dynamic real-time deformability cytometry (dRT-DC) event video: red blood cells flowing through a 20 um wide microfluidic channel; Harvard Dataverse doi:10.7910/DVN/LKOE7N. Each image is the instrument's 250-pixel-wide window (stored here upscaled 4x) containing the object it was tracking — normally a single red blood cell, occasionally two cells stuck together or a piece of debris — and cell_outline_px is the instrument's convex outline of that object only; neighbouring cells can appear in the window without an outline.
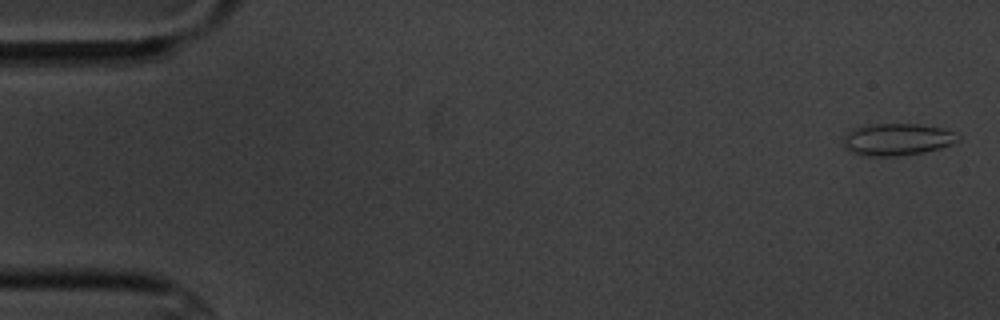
{"species": "common noctule bat (a hibernating species)", "species_latin": "Nyctalus noctula", "temperature_condition": "cold", "stored_images_in_passage": 7, "camera_frame_rate_fps": 3000, "um_per_image_px": 0.085, "animal": {"sex": "male", "body_mass_g": 20.1, "forearm_length_mm": 53.5}, "frame": {"image": 1, "passage_image": 1, "time_ms": 0.0, "image_size_px": [1000, 320], "cell_outline_px": [[960, 140], [940, 148], [924, 152], [896, 156], [868, 156], [852, 152], [844, 148], [840, 144], [844, 136], [848, 132], [856, 128], [876, 124], [920, 124], [940, 128], [952, 132], [960, 136]], "centroid_in_image_um": [76.22, 11.86], "position_along_channel_um": 8.8, "area_um2": 21.27}}
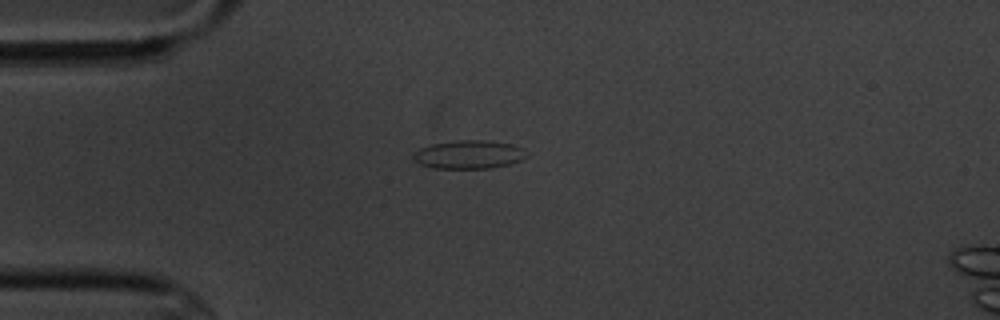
{"frame": {"image": 2, "passage_image": 5, "time_ms": 4.333, "image_size_px": [1000, 320], "cell_outline_px": [[528, 156], [512, 164], [492, 168], [432, 168], [420, 164], [412, 156], [420, 148], [432, 144], [456, 140], [484, 140], [512, 144], [520, 148]], "centroid_in_image_um": [39.86, 13.14], "position_along_channel_um": 45.1, "area_um2": 18.61}}
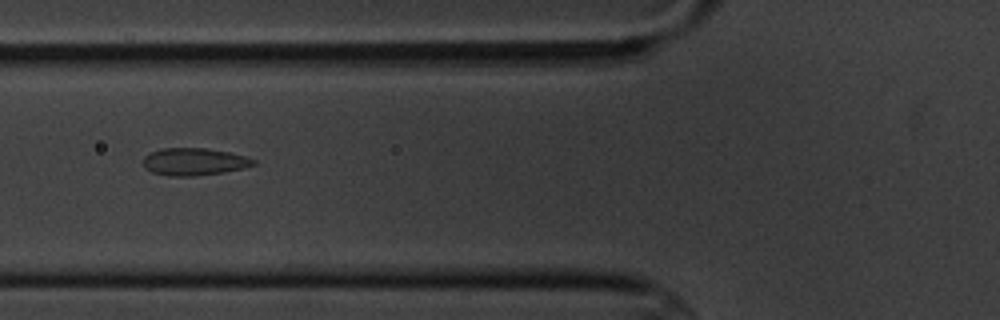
{"frame": {"image": 3, "passage_image": 7, "time_ms": 6.667, "image_size_px": [1000, 320], "cell_outline_px": [[256, 164], [244, 168], [224, 172], [192, 176], [168, 176], [152, 172], [144, 168], [144, 156], [160, 148], [208, 148], [228, 152], [244, 156], [256, 160]], "centroid_in_image_um": [16.5, 13.74], "position_along_channel_um": 109.3, "area_um2": 17.57}}